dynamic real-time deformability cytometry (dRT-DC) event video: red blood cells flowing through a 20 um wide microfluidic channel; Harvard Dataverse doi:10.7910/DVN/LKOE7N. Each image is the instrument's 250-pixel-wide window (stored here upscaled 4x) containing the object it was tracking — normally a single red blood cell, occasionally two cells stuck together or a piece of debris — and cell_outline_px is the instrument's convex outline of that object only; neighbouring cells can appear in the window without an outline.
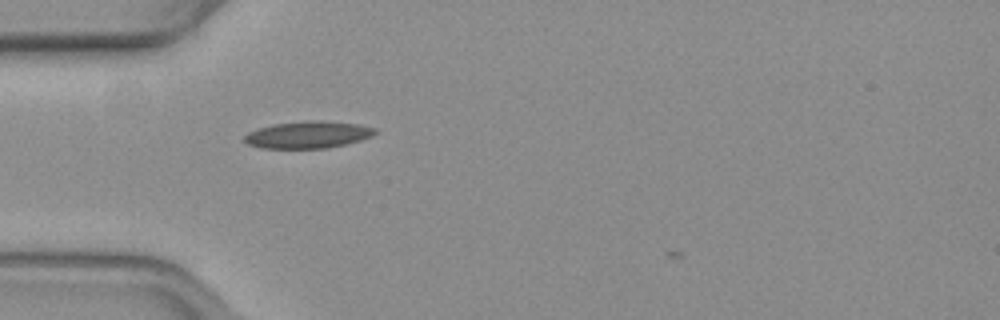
{"species": "common noctule bat (a hibernating species)", "species_latin": "Nyctalus noctula", "temperature_condition": "warm", "stored_images_in_passage": 2, "camera_frame_rate_fps": 3000, "um_per_image_px": 0.085, "animal": {"sex": "female", "body_mass_g": 19.3, "forearm_length_mm": 54.1}, "frame": {"image": 1, "passage_image": 1, "time_ms": 0.0, "image_size_px": [1000, 320], "cell_outline_px": [[376, 132], [372, 136], [360, 140], [328, 148], [260, 148], [248, 144], [244, 140], [244, 136], [248, 132], [260, 128], [276, 124], [304, 120], [312, 120], [356, 124], [376, 128]], "centroid_in_image_um": [26.16, 11.46], "position_along_channel_um": 58.8, "area_um2": 20.29}}